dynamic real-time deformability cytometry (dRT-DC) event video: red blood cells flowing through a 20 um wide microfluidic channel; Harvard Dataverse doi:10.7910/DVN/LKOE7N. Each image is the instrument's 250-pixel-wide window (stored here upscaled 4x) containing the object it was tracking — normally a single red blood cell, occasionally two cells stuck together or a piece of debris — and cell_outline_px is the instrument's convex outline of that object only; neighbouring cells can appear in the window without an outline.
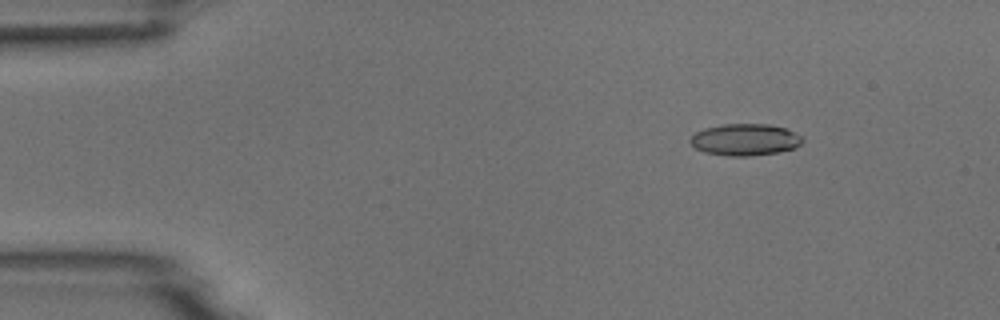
{"species": "common noctule bat (a hibernating species)", "species_latin": "Nyctalus noctula", "temperature_condition": "room temperature", "stored_images_in_passage": 5, "camera_frame_rate_fps": 3000, "um_per_image_px": 0.085, "animal": {"sex": "male", "body_mass_g": 18.8}, "frame": {"image": 1, "passage_image": 2, "time_ms": 0.333, "image_size_px": [1000, 320], "cell_outline_px": [[804, 140], [796, 148], [780, 152], [748, 156], [728, 156], [704, 152], [696, 148], [688, 140], [696, 132], [704, 128], [724, 124], [768, 124], [784, 128], [800, 136]], "centroid_in_image_um": [63.32, 11.88], "position_along_channel_um": 21.7, "area_um2": 20.69}}
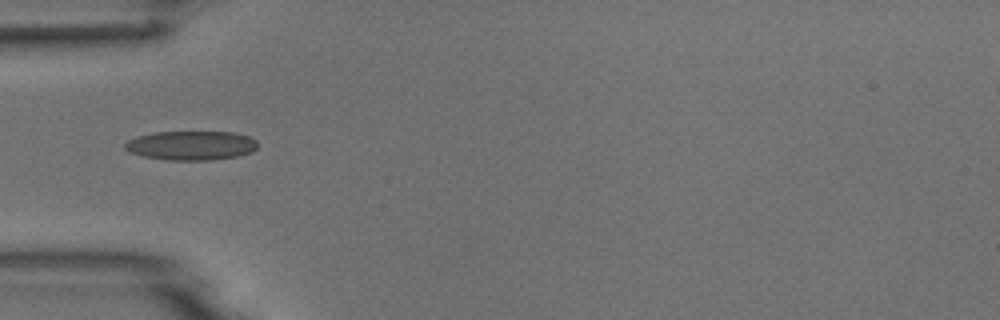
{"frame": {"image": 2, "passage_image": 5, "time_ms": 1.333, "image_size_px": [1000, 320], "cell_outline_px": [[256, 148], [252, 152], [240, 156], [212, 160], [168, 160], [144, 156], [128, 152], [124, 148], [124, 144], [128, 140], [136, 136], [152, 132], [232, 132], [248, 136], [256, 140]], "centroid_in_image_um": [16.23, 12.37], "position_along_channel_um": 68.8, "area_um2": 22.72}}